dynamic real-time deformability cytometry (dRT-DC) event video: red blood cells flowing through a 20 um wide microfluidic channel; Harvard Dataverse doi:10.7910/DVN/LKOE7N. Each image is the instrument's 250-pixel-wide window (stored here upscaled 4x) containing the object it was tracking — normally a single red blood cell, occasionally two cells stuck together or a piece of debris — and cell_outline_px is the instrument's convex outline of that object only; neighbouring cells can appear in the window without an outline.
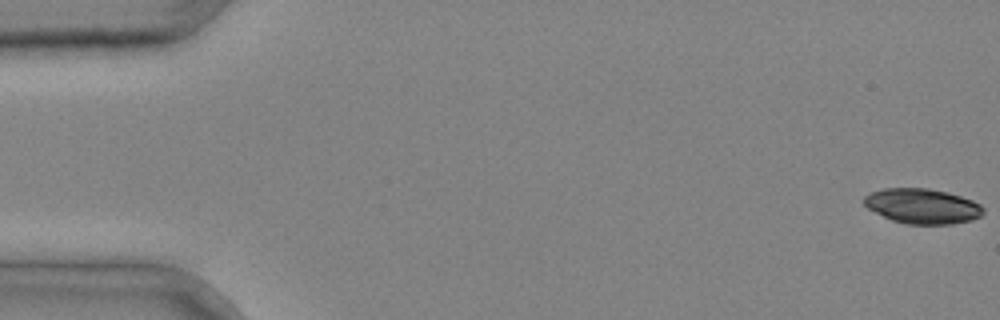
{"species": "common noctule bat (a hibernating species)", "species_latin": "Nyctalus noctula", "temperature_condition": "cold", "stored_images_in_passage": 4, "camera_frame_rate_fps": 3000, "um_per_image_px": 0.085, "animal": {"sex": "male", "body_mass_g": 20.4}, "frame": {"image": 1, "passage_image": 1, "time_ms": 0.0, "image_size_px": [1000, 320], "cell_outline_px": [[984, 212], [980, 216], [972, 220], [952, 224], [904, 224], [892, 220], [868, 208], [864, 204], [864, 196], [872, 192], [884, 188], [928, 188], [948, 192], [972, 200], [980, 204], [984, 208]], "centroid_in_image_um": [78.42, 17.52], "position_along_channel_um": 6.6, "area_um2": 24.33}}